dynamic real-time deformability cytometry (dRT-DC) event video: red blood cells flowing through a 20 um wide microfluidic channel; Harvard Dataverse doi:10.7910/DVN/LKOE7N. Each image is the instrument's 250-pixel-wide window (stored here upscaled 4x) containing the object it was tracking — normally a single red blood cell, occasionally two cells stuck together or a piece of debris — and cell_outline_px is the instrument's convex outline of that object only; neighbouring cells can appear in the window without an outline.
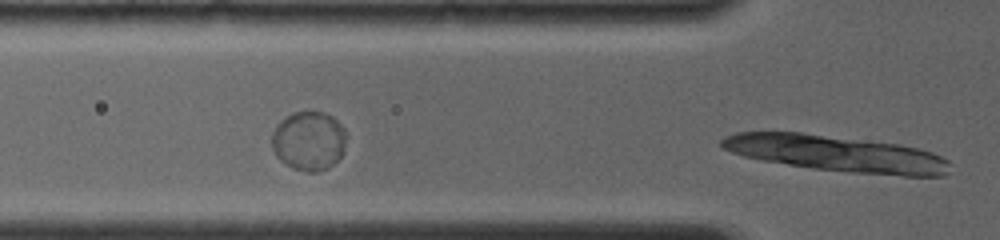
{"species": "common noctule bat (a hibernating species)", "species_latin": "Nyctalus noctula", "temperature_condition": "room temperature", "stored_images_in_passage": 30, "camera_frame_rate_fps": 4000, "um_per_image_px": 0.085, "animal": {"sex": "female", "body_mass_g": 19.0, "forearm_length_mm": 56.7}, "frame": {"image": 1, "passage_image": 4, "time_ms": 1.25, "image_size_px": [1000, 240], "cell_outline_px": [[348, 136], [344, 152], [328, 168], [316, 172], [308, 172], [292, 168], [284, 164], [276, 156], [272, 148], [272, 132], [276, 124], [280, 120], [292, 112], [324, 112], [332, 116], [344, 128]], "centroid_in_image_um": [26.25, 11.97], "position_along_channel_um": 99.6, "area_um2": 26.07}}
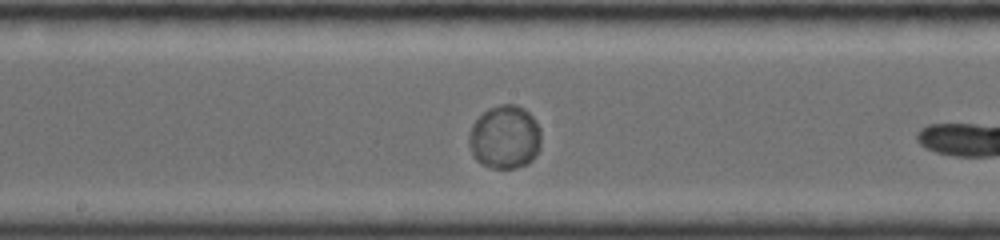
{"frame": {"image": 2, "passage_image": 11, "time_ms": 4.0, "image_size_px": [1000, 240], "cell_outline_px": [[540, 148], [536, 156], [528, 164], [516, 168], [492, 168], [476, 160], [468, 144], [468, 136], [472, 124], [488, 108], [500, 104], [516, 104], [524, 108], [532, 116], [540, 128]], "centroid_in_image_um": [42.92, 11.65], "position_along_channel_um": 205.3, "area_um2": 26.88}}
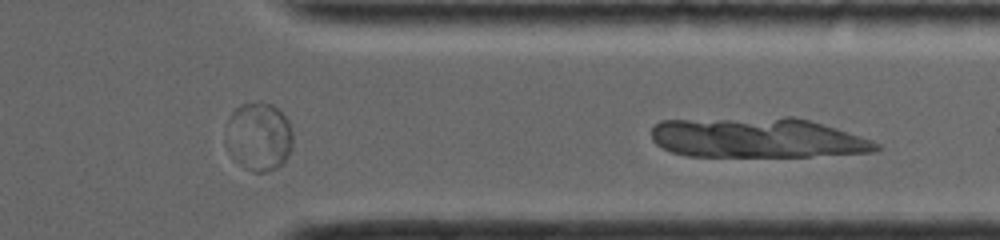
{"frame": {"image": 3, "passage_image": 23, "time_ms": 8.75, "image_size_px": [1000, 240], "cell_outline_px": [[292, 148], [284, 164], [276, 168], [264, 172], [252, 172], [244, 168], [240, 160], [228, 120], [232, 112], [240, 104], [260, 100], [272, 104], [288, 120], [292, 132]], "centroid_in_image_um": [22.17, 11.55], "position_along_channel_um": 389.2, "area_um2": 25.2}, "authors_computed_cell_mechanics": {"area_um2": 25.8366, "velocity_mm_per_s": 3.8558, "shape_relaxation_time_tau1_ms": 6.8204, "shape_relaxation_time_tau2_ms": null, "deformation_change_tau1": 0.0136, "deformation_change_tau2": null}}